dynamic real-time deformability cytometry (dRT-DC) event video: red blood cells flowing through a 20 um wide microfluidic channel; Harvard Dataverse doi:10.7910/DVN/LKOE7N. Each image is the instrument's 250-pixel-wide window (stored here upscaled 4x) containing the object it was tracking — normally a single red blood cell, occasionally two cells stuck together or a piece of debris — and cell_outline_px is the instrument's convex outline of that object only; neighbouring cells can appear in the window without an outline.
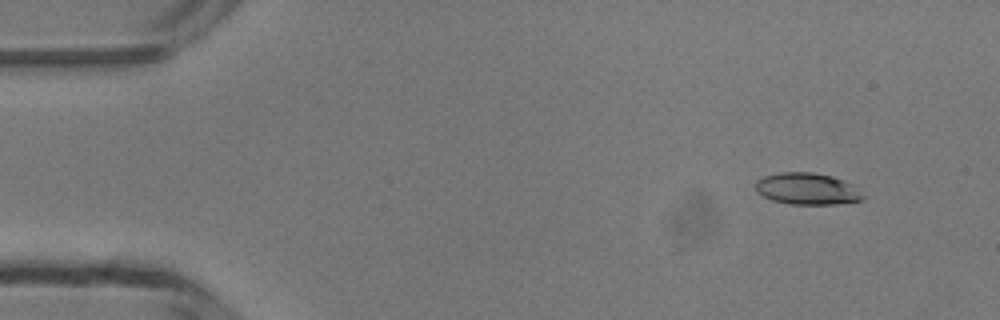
{"species": "common noctule bat (a hibernating species)", "species_latin": "Nyctalus noctula", "temperature_condition": "room temperature", "stored_images_in_passage": 49, "camera_frame_rate_fps": 3000, "um_per_image_px": 0.085, "animal": {"sex": "male", "body_mass_g": 13.3}, "frame": {"image": 1, "passage_image": 5, "time_ms": 1.333, "image_size_px": [1000, 320], "cell_outline_px": [[864, 196], [860, 200], [836, 204], [788, 204], [772, 200], [756, 192], [756, 180], [764, 176], [780, 172], [812, 172], [832, 176], [844, 180]], "centroid_in_image_um": [68.54, 16.04], "position_along_channel_um": 16.5, "area_um2": 19.59}}
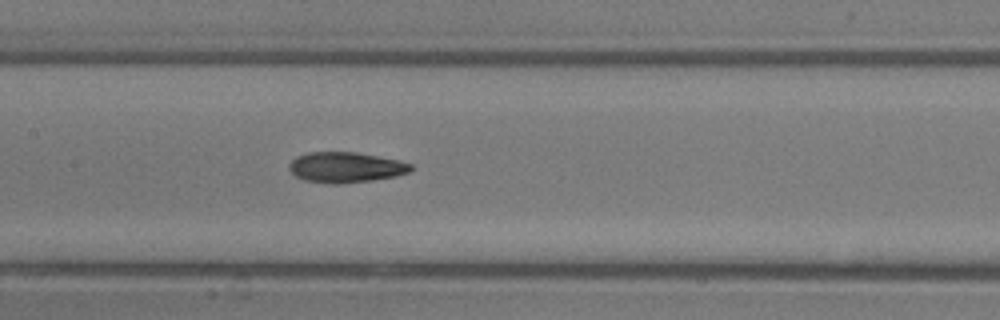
{"frame": {"image": 2, "passage_image": 24, "time_ms": 7.667, "image_size_px": [1000, 320], "cell_outline_px": [[412, 168], [408, 172], [396, 176], [372, 180], [340, 184], [332, 184], [304, 180], [296, 176], [288, 168], [288, 164], [296, 156], [308, 152], [356, 152], [400, 160], [412, 164]], "centroid_in_image_um": [29.37, 14.22], "position_along_channel_um": 178.0, "area_um2": 21.68}}
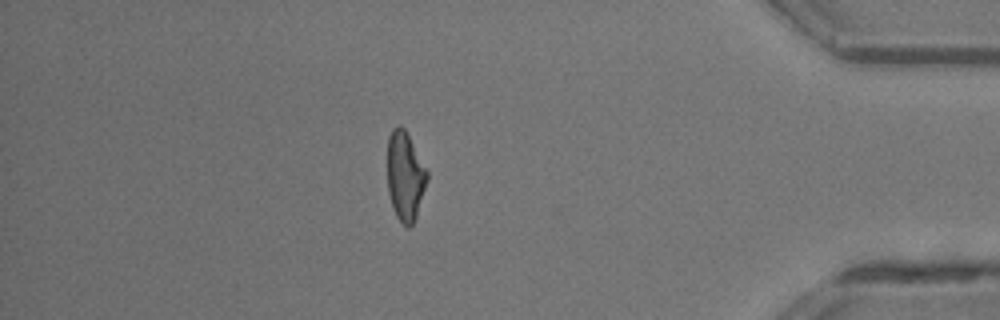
{"frame": {"image": 3, "passage_image": 43, "time_ms": 14.0, "image_size_px": [1000, 320], "cell_outline_px": [[428, 180], [416, 216], [412, 224], [408, 228], [396, 216], [392, 208], [388, 192], [388, 136], [392, 128], [400, 124], [404, 128], [428, 172]], "centroid_in_image_um": [34.43, 14.96], "position_along_channel_um": 400.8, "area_um2": 20.46}, "authors_computed_cell_mechanics": {"area_um2": 21.1548, "velocity_mm_per_s": 4.1959, "shape_relaxation_time_tau1_ms": 5.1423, "shape_relaxation_time_tau2_ms": 3.2049, "deformation_change_tau1": 0.1739, "deformation_change_tau2": 0.1141}}